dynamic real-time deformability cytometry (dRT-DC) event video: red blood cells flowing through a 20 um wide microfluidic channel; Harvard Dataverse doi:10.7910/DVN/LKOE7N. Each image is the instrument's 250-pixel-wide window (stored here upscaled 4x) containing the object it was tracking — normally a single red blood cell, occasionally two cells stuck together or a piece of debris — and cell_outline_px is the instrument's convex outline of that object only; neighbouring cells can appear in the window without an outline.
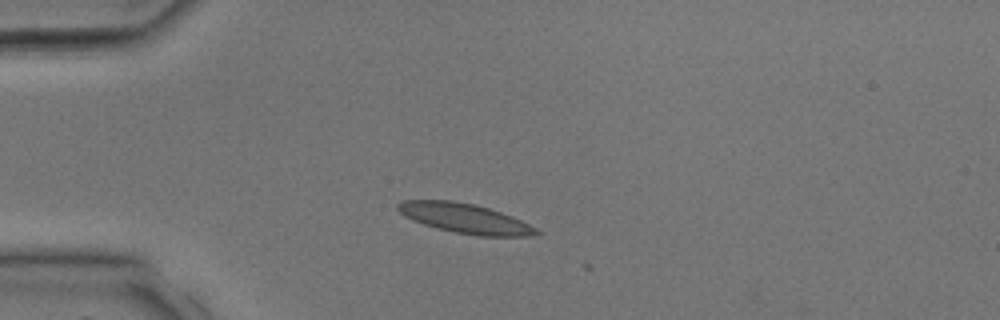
{"species": "common noctule bat (a hibernating species)", "species_latin": "Nyctalus noctula", "temperature_condition": "room temperature", "stored_images_in_passage": 3, "camera_frame_rate_fps": 3000, "um_per_image_px": 0.085, "animal": {"sex": "male", "body_mass_g": 17.9, "forearm_length_mm": 54.2}, "frame": {"image": 1, "passage_image": 1, "time_ms": 0.0, "image_size_px": [1000, 320], "cell_outline_px": [[544, 232], [528, 236], [480, 236], [456, 232], [436, 228], [412, 220], [404, 216], [396, 208], [396, 204], [404, 200], [452, 200], [472, 204], [488, 208], [512, 216]], "centroid_in_image_um": [39.5, 18.56], "position_along_channel_um": 45.5, "area_um2": 23.81}}